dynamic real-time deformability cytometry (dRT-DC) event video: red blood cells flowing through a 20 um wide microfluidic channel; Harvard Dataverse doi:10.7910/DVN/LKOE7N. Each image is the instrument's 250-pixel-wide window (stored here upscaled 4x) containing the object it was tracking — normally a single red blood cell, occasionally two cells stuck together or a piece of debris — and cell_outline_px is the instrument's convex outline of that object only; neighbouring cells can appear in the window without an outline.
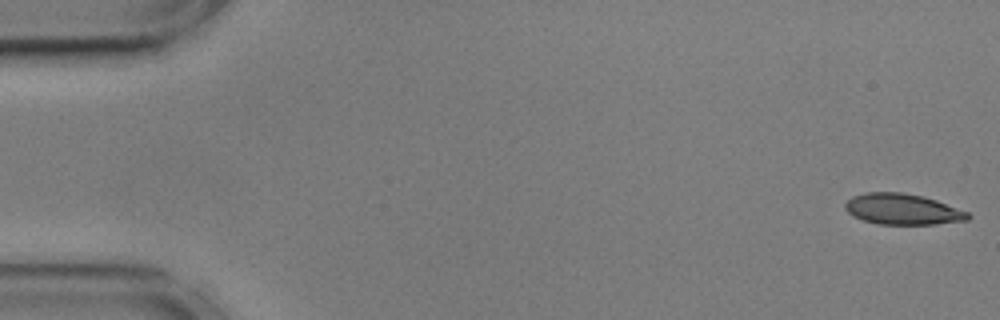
{"species": "common noctule bat (a hibernating species)", "species_latin": "Nyctalus noctula", "temperature_condition": "cold", "stored_images_in_passage": 55, "camera_frame_rate_fps": 3000, "um_per_image_px": 0.085, "animal": {"sex": "male", "body_mass_g": 17.9, "forearm_length_mm": 54.2}, "frame": {"image": 1, "passage_image": 1, "time_ms": 0.0, "image_size_px": [1000, 320], "cell_outline_px": [[972, 216], [968, 220], [936, 224], [876, 224], [852, 216], [844, 208], [844, 204], [852, 196], [868, 192], [900, 192], [924, 196], [936, 200], [968, 212]], "centroid_in_image_um": [76.71, 17.78], "position_along_channel_um": 8.3, "area_um2": 22.14}}
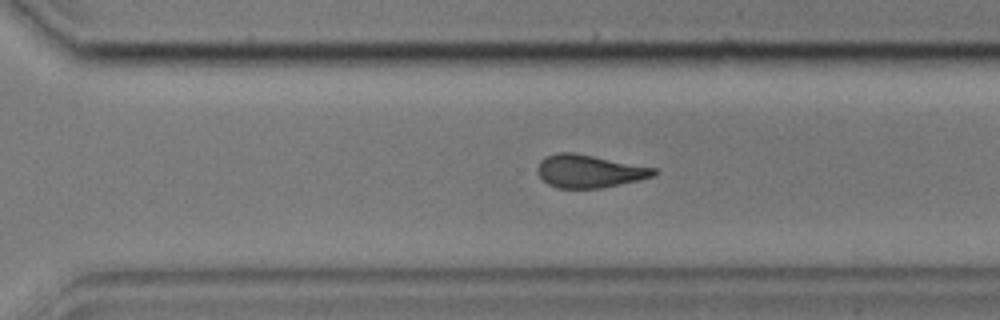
{"frame": {"image": 2, "passage_image": 38, "time_ms": 12.333, "image_size_px": [1000, 320], "cell_outline_px": [[660, 172], [652, 176], [640, 180], [600, 188], [556, 188], [548, 184], [540, 176], [536, 168], [540, 160], [544, 156], [556, 152], [576, 152], [656, 168]], "centroid_in_image_um": [50.07, 14.53], "position_along_channel_um": 320.5, "area_um2": 22.54}}
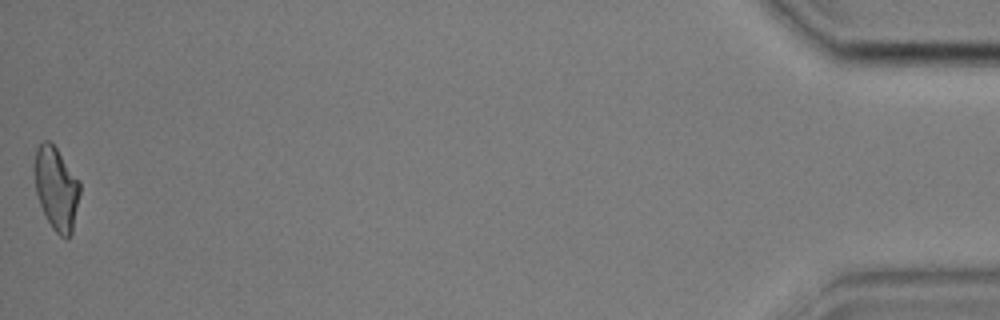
{"frame": {"image": 3, "passage_image": 55, "time_ms": 18.0, "image_size_px": [1000, 320], "cell_outline_px": [[80, 192], [72, 232], [68, 236], [60, 236], [52, 228], [40, 204], [36, 192], [32, 168], [36, 148], [44, 140], [48, 140], [56, 148], [80, 180]], "centroid_in_image_um": [4.76, 15.97], "position_along_channel_um": 430.4, "area_um2": 22.02}, "authors_computed_cell_mechanics": {"area_um2": 22.9466, "velocity_mm_per_s": 3.603, "shape_relaxation_time_tau1_ms": 3.9871, "shape_relaxation_time_tau2_ms": 2.0823, "deformation_change_tau1": 0.1379, "deformation_change_tau2": 0.0892}}